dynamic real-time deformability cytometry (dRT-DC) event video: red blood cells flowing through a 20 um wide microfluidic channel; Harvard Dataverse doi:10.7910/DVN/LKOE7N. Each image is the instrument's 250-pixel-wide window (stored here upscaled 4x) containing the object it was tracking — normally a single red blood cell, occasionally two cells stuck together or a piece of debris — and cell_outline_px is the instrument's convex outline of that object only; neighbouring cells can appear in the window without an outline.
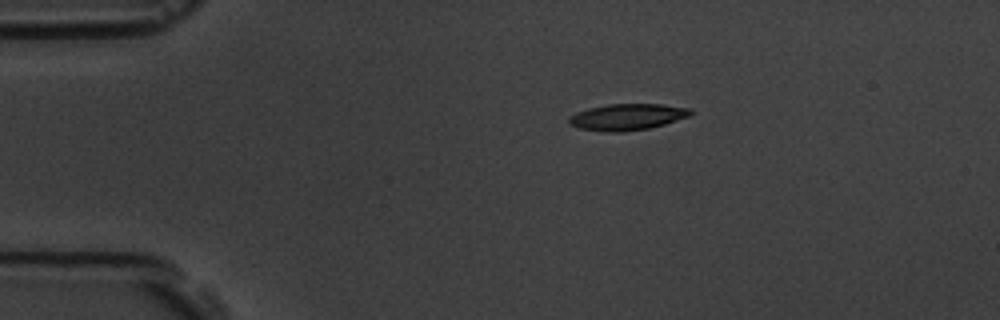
{"species": "common noctule bat (a hibernating species)", "species_latin": "Nyctalus noctula", "temperature_condition": "room temperature", "stored_images_in_passage": 6, "camera_frame_rate_fps": 3000, "um_per_image_px": 0.085, "animal": {"sex": "male", "body_mass_g": 19.5, "forearm_length_mm": 54.6}, "frame": {"image": 1, "passage_image": 1, "time_ms": 0.0, "image_size_px": [1000, 320], "cell_outline_px": [[692, 112], [688, 116], [664, 124], [648, 128], [620, 132], [608, 132], [580, 128], [568, 124], [568, 116], [576, 112], [608, 104], [660, 104], [692, 108]], "centroid_in_image_um": [53.29, 9.93], "position_along_channel_um": 31.7, "area_um2": 18.5}}
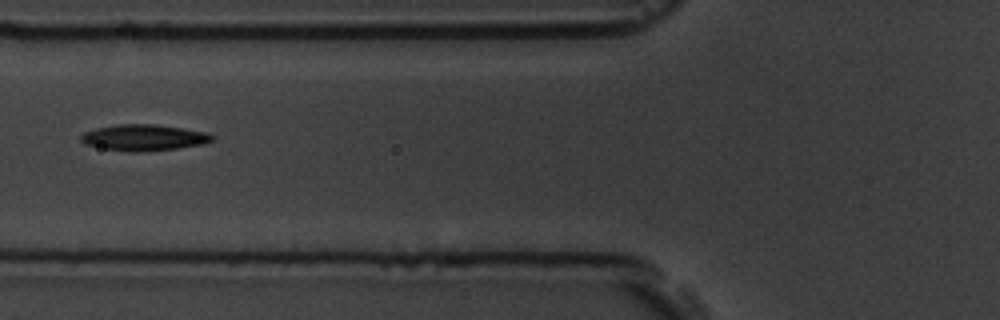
{"frame": {"image": 2, "passage_image": 4, "time_ms": 3.667, "image_size_px": [1000, 320], "cell_outline_px": [[216, 136], [212, 140], [204, 144], [176, 148], [136, 152], [132, 152], [104, 148], [84, 144], [80, 140], [80, 136], [84, 132], [96, 128], [120, 124], [156, 124], [208, 132]], "centroid_in_image_um": [12.25, 11.68], "position_along_channel_um": 113.6, "area_um2": 19.94}}
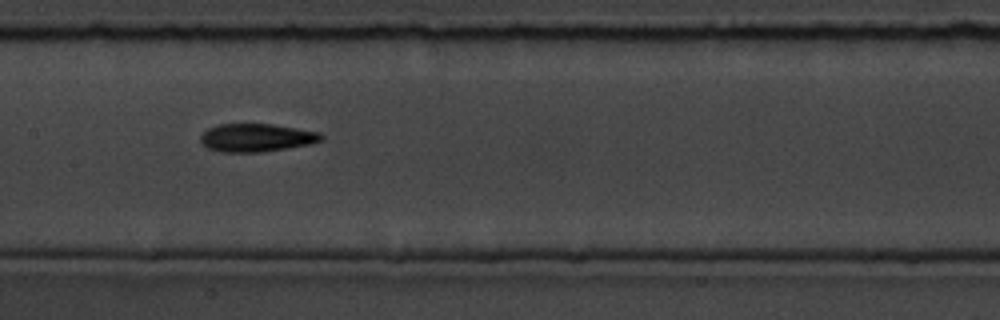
{"frame": {"image": 3, "passage_image": 6, "time_ms": 5.667, "image_size_px": [1000, 320], "cell_outline_px": [[324, 140], [312, 144], [288, 148], [260, 152], [220, 152], [208, 148], [200, 140], [200, 136], [208, 128], [220, 124], [272, 124], [320, 132], [324, 136]], "centroid_in_image_um": [21.84, 11.7], "position_along_channel_um": 185.6, "area_um2": 19.83}}